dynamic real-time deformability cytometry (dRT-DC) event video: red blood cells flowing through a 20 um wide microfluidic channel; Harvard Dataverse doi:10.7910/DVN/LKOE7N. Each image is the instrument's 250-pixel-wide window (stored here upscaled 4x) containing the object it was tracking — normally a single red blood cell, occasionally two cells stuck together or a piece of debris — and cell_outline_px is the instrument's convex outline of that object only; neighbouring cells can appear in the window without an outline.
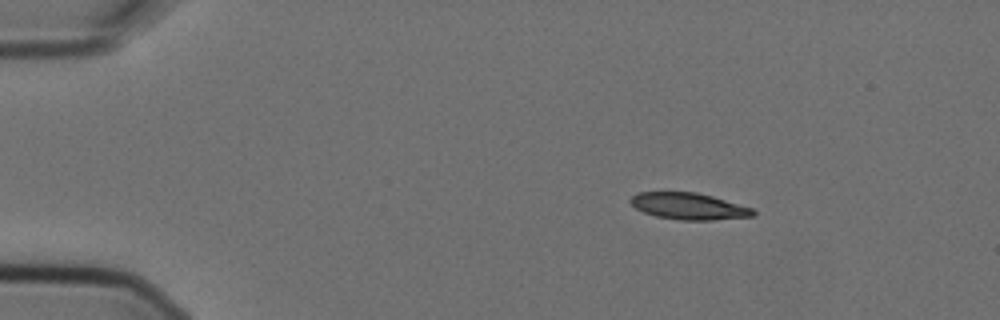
{"species": "Egyptian fruit bat (a non-hibernating species)", "species_latin": "Rousettus aegyptiacus", "temperature_condition": "cold", "stored_images_in_passage": 5, "camera_frame_rate_fps": 3000, "um_per_image_px": 0.085, "animal": {"sex": "female"}, "frame": {"image": 1, "passage_image": 2, "time_ms": 0.333, "image_size_px": [1000, 320], "cell_outline_px": [[756, 212], [752, 216], [712, 220], [680, 220], [656, 216], [644, 212], [636, 208], [628, 200], [632, 196], [640, 192], [696, 192], [712, 196], [752, 208]], "centroid_in_image_um": [58.53, 17.52], "position_along_channel_um": 26.5, "area_um2": 18.84}}